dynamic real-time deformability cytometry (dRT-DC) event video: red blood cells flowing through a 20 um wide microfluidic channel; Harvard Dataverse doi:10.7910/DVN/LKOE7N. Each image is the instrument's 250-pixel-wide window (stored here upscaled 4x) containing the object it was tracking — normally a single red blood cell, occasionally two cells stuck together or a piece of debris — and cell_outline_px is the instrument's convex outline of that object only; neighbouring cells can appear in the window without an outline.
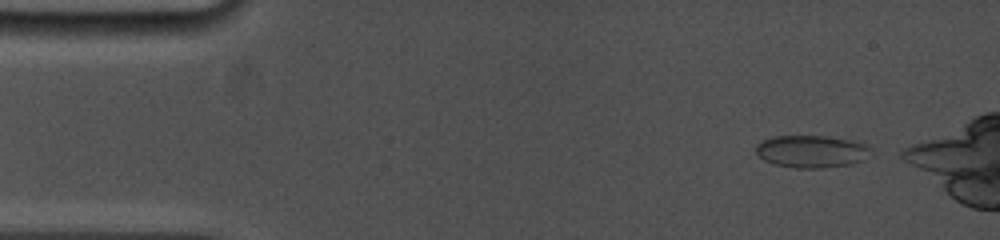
{"species": "common noctule bat (a hibernating species)", "species_latin": "Nyctalus noctula", "temperature_condition": "cold", "stored_images_in_passage": 22, "camera_frame_rate_fps": 5000, "um_per_image_px": 0.085, "animal": {"sex": "female", "body_mass_g": 19.0, "forearm_length_mm": 53.3}, "frame": {"image": 1, "passage_image": 2, "time_ms": 0.2, "image_size_px": [1000, 240], "cell_outline_px": [[872, 148], [864, 160], [852, 164], [820, 168], [796, 168], [772, 164], [764, 160], [756, 152], [756, 144], [772, 136], [824, 136], [852, 140], [864, 144]], "centroid_in_image_um": [68.97, 12.87], "position_along_channel_um": 16.0, "area_um2": 21.68}}
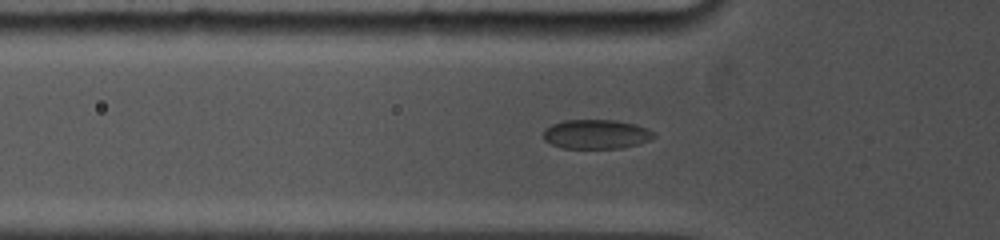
{"frame": {"image": 2, "passage_image": 18, "time_ms": 4.0, "image_size_px": [1000, 240], "cell_outline_px": [[656, 136], [652, 140], [620, 148], [560, 148], [544, 140], [544, 132], [552, 124], [564, 120], [616, 120], [636, 124], [648, 128], [656, 132]], "centroid_in_image_um": [50.73, 11.4], "position_along_channel_um": 75.1, "area_um2": 18.96}}
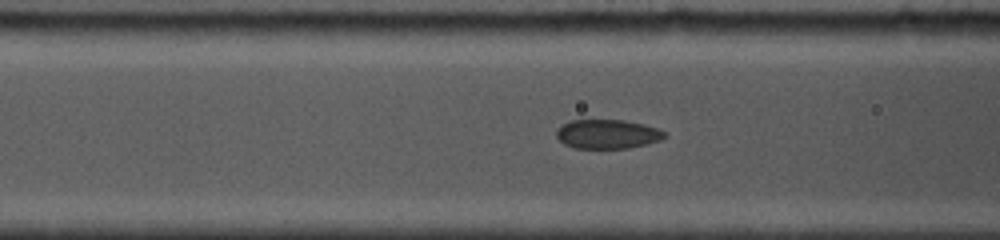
{"frame": {"image": 3, "passage_image": 22, "time_ms": 5.0, "image_size_px": [1000, 240], "cell_outline_px": [[664, 136], [660, 140], [648, 144], [628, 148], [576, 148], [564, 144], [556, 136], [556, 132], [560, 124], [572, 120], [624, 120], [644, 124], [656, 128], [664, 132]], "centroid_in_image_um": [51.6, 11.39], "position_along_channel_um": 115.0, "area_um2": 18.32}}